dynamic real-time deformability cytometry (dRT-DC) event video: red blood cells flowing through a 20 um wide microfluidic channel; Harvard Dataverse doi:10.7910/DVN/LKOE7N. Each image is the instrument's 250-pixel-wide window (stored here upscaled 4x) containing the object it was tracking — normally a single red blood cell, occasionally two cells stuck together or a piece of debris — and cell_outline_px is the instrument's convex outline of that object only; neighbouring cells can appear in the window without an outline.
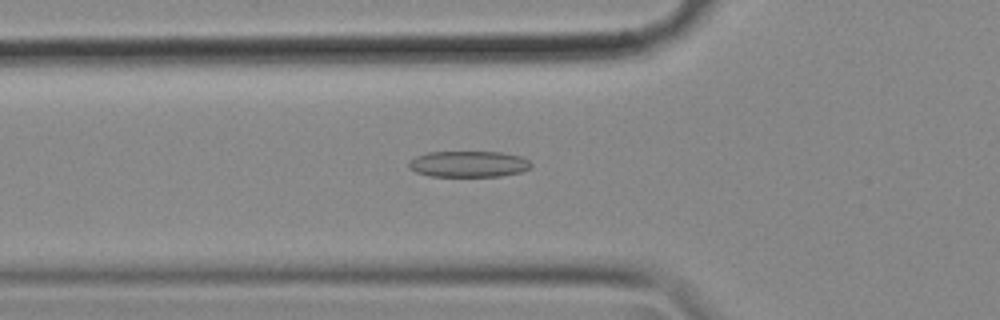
{"species": "common noctule bat (a hibernating species)", "species_latin": "Nyctalus noctula", "temperature_condition": "cold", "stored_images_in_passage": 50, "camera_frame_rate_fps": 3000, "um_per_image_px": 0.085, "animal": {"sex": "female", "body_mass_g": 18.4}, "frame": {"image": 1, "passage_image": 19, "time_ms": 6.0, "image_size_px": [1000, 320], "cell_outline_px": [[532, 164], [528, 168], [520, 172], [500, 176], [428, 176], [416, 172], [408, 168], [408, 160], [416, 156], [428, 152], [500, 152], [520, 156], [528, 160]], "centroid_in_image_um": [39.77, 13.94], "position_along_channel_um": 86.0, "area_um2": 18.61}}
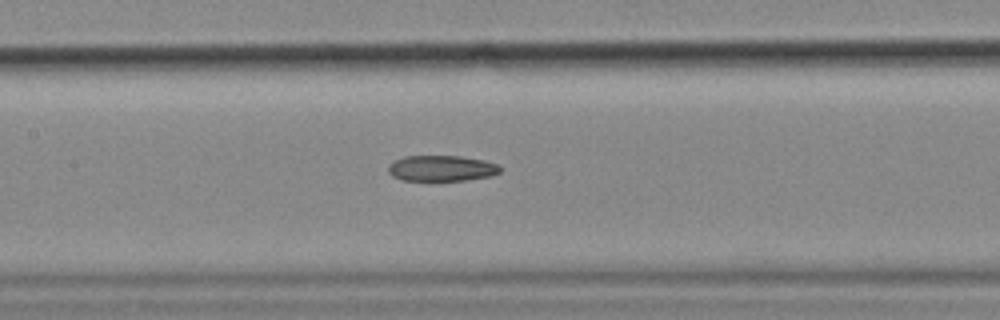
{"frame": {"image": 2, "passage_image": 26, "time_ms": 8.333, "image_size_px": [1000, 320], "cell_outline_px": [[500, 172], [492, 176], [468, 180], [404, 180], [392, 176], [388, 172], [388, 164], [404, 156], [460, 156], [484, 160], [500, 164]], "centroid_in_image_um": [37.56, 14.3], "position_along_channel_um": 169.8, "area_um2": 16.88}}
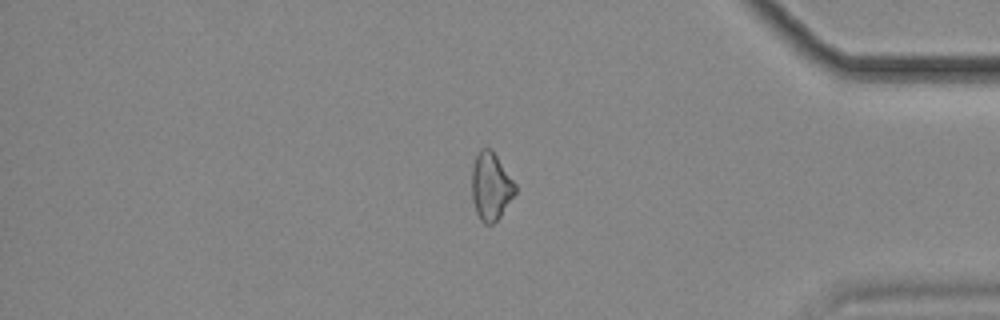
{"frame": {"image": 3, "passage_image": 47, "time_ms": 15.333, "image_size_px": [1000, 320], "cell_outline_px": [[516, 192], [500, 216], [492, 224], [484, 224], [480, 220], [476, 212], [472, 200], [472, 164], [476, 156], [484, 148], [492, 148], [516, 184]], "centroid_in_image_um": [41.72, 15.84], "position_along_channel_um": 393.5, "area_um2": 17.11}}